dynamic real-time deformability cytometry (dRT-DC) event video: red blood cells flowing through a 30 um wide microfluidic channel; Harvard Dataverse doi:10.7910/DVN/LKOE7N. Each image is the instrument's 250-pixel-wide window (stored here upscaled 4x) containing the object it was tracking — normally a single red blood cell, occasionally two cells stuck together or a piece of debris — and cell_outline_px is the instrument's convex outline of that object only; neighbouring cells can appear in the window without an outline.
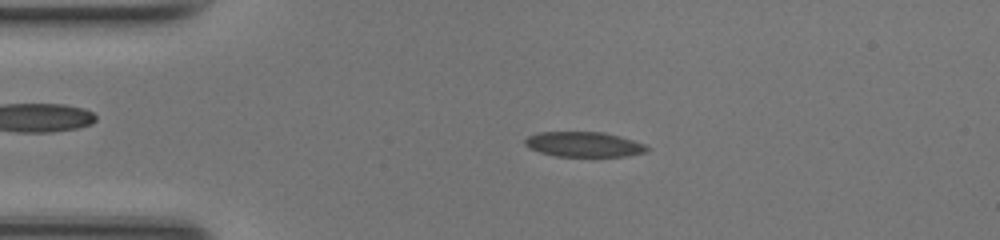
{"species": "common noctule bat (a hibernating species)", "species_latin": "Nyctalus noctula", "temperature_condition": "room temperature", "stored_images_in_passage": 48, "camera_frame_rate_fps": 3000, "um_per_image_px": 0.085, "animal": {"sex": "female", "body_mass_g": 17.0, "forearm_length_mm": 48.0}, "frame": {"image": 1, "passage_image": 10, "time_ms": 3.0, "image_size_px": [1000, 240], "cell_outline_px": [[652, 148], [648, 152], [628, 156], [556, 156], [540, 152], [528, 148], [524, 144], [524, 140], [528, 136], [540, 132], [604, 132], [620, 136], [644, 144]], "centroid_in_image_um": [49.66, 12.27], "position_along_channel_um": 35.3, "area_um2": 17.92}}
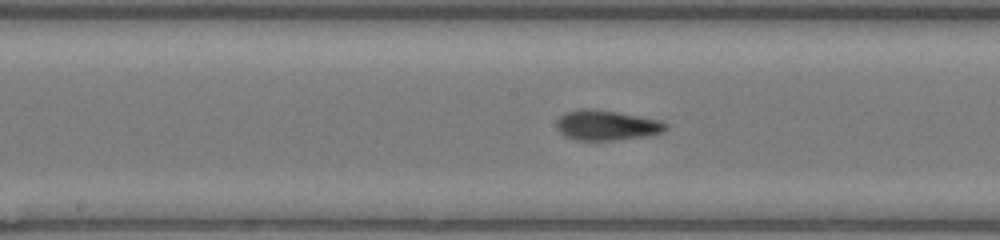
{"frame": {"image": 2, "passage_image": 24, "time_ms": 7.667, "image_size_px": [1000, 240], "cell_outline_px": [[668, 128], [664, 132], [644, 136], [616, 140], [576, 140], [564, 136], [556, 128], [556, 120], [564, 112], [580, 108], [588, 108], [616, 112], [660, 120], [668, 124]], "centroid_in_image_um": [51.53, 10.64], "position_along_channel_um": 196.7, "area_um2": 19.25}}
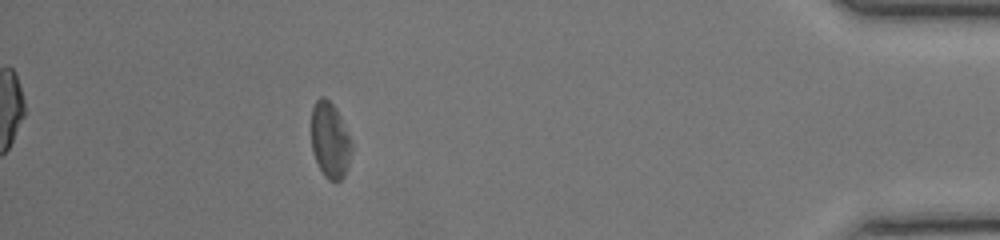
{"frame": {"image": 3, "passage_image": 43, "time_ms": 14.0, "image_size_px": [1000, 240], "cell_outline_px": [[352, 148], [348, 164], [344, 176], [340, 180], [328, 180], [324, 176], [312, 152], [312, 108], [316, 100], [320, 96], [324, 96], [336, 108], [340, 116], [352, 144]], "centroid_in_image_um": [28.04, 11.91], "position_along_channel_um": 407.2, "area_um2": 17.57}, "authors_computed_cell_mechanics": {"area_um2": 18.7272, "velocity_mm_per_s": 4.2319, "shape_relaxation_time_tau1_ms": 3.1255, "shape_relaxation_time_tau2_ms": 1.5289, "deformation_change_tau1": 0.1244, "deformation_change_tau2": 0.083}}